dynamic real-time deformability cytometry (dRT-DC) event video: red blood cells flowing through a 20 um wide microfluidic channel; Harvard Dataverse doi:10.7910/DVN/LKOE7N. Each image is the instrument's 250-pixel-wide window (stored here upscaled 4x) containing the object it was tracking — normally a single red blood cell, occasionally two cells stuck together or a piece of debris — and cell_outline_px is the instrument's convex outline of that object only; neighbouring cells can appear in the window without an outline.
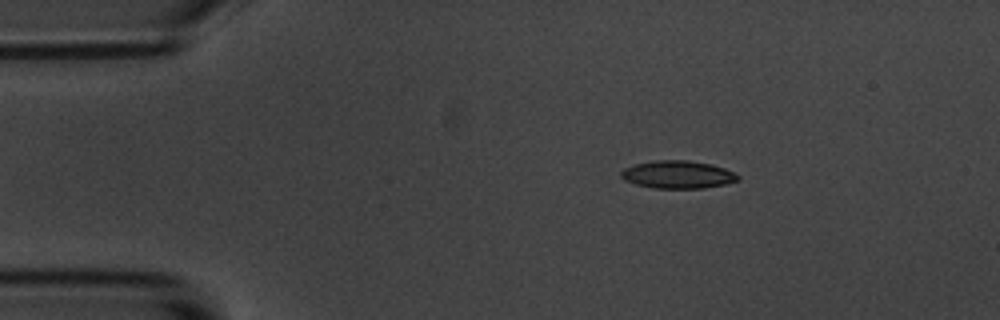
{"species": "common noctule bat (a hibernating species)", "species_latin": "Nyctalus noctula", "temperature_condition": "room temperature", "stored_images_in_passage": 4, "camera_frame_rate_fps": 3000, "um_per_image_px": 0.085, "animal": {"sex": "male", "body_mass_g": 20.1, "forearm_length_mm": 53.5}, "frame": {"image": 1, "passage_image": 2, "time_ms": 1.0, "image_size_px": [1000, 320], "cell_outline_px": [[740, 180], [724, 184], [704, 188], [652, 188], [636, 184], [624, 180], [620, 176], [620, 172], [624, 168], [636, 164], [652, 160], [688, 160], [712, 164], [724, 168], [740, 176]], "centroid_in_image_um": [57.6, 14.83], "position_along_channel_um": 27.4, "area_um2": 18.96}}
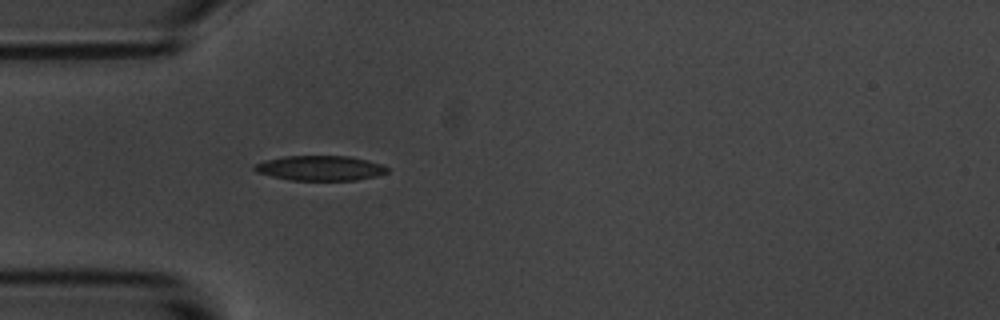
{"frame": {"image": 2, "passage_image": 4, "time_ms": 3.333, "image_size_px": [1000, 320], "cell_outline_px": [[388, 172], [376, 176], [356, 180], [292, 180], [272, 176], [256, 172], [252, 168], [256, 164], [264, 160], [284, 156], [348, 156], [368, 160], [384, 164], [388, 168]], "centroid_in_image_um": [27.23, 14.28], "position_along_channel_um": 57.8, "area_um2": 19.31}}